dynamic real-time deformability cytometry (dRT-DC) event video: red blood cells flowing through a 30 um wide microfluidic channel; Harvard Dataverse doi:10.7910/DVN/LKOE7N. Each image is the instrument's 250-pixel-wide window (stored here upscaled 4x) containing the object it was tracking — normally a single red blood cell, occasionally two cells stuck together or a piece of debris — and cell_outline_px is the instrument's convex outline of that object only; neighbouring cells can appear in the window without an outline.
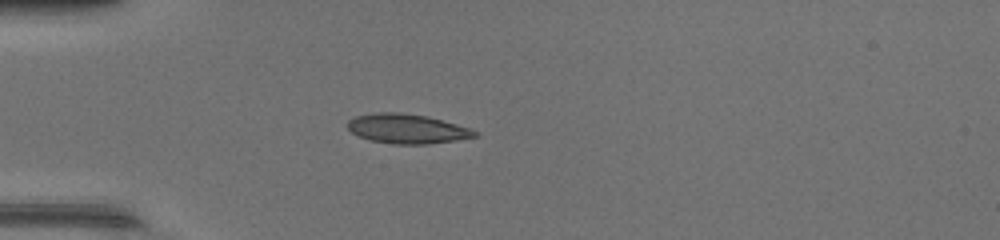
{"species": "common noctule bat (a hibernating species)", "species_latin": "Nyctalus noctula", "temperature_condition": "warm", "stored_images_in_passage": 35, "camera_frame_rate_fps": 3000, "um_per_image_px": 0.085, "animal": {"sex": "female", "body_mass_g": 17.0, "forearm_length_mm": 48.0}, "frame": {"image": 1, "passage_image": 1, "time_ms": 0.0, "image_size_px": [1000, 240], "cell_outline_px": [[480, 136], [456, 140], [428, 144], [392, 144], [372, 140], [360, 136], [352, 132], [348, 128], [348, 120], [356, 116], [376, 112], [400, 112], [428, 116], [456, 124], [480, 132]], "centroid_in_image_um": [34.63, 10.94], "position_along_channel_um": 50.4, "area_um2": 21.85}}
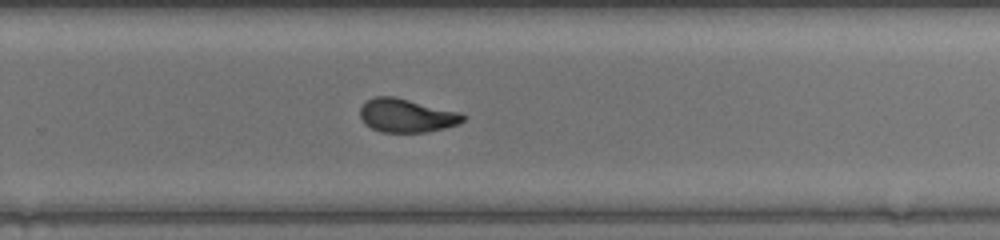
{"frame": {"image": 2, "passage_image": 19, "time_ms": 6.0, "image_size_px": [1000, 240], "cell_outline_px": [[468, 116], [460, 124], [428, 132], [380, 132], [364, 124], [360, 116], [360, 108], [368, 100], [376, 96], [392, 96], [460, 112]], "centroid_in_image_um": [34.58, 9.83], "position_along_channel_um": 295.2, "area_um2": 20.11}}
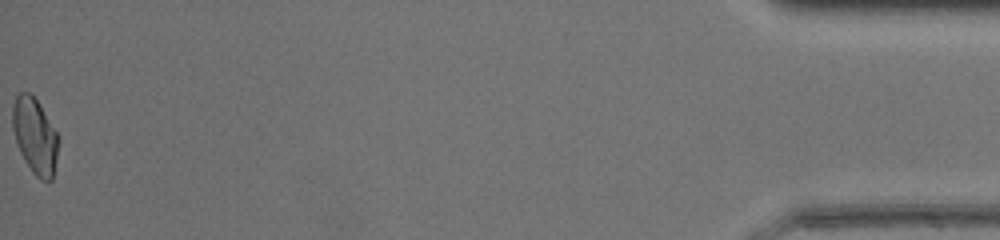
{"frame": {"image": 3, "passage_image": 35, "time_ms": 11.333, "image_size_px": [1000, 240], "cell_outline_px": [[60, 140], [52, 180], [40, 180], [32, 172], [24, 160], [20, 152], [12, 128], [12, 104], [16, 96], [20, 92], [28, 92], [36, 100], [60, 136]], "centroid_in_image_um": [2.98, 11.56], "position_along_channel_um": 432.2, "area_um2": 20.29}, "authors_computed_cell_mechanics": {"area_um2": 20.5768, "velocity_mm_per_s": 4.3834, "shape_relaxation_time_tau1_ms": 5.5058, "shape_relaxation_time_tau2_ms": 0.8199, "deformation_change_tau1": 0.1975, "deformation_change_tau2": 0.0576}}